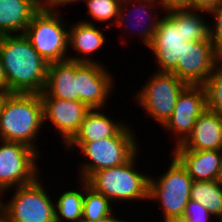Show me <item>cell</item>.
Segmentation results:
<instances>
[{"mask_svg":"<svg viewBox=\"0 0 222 222\" xmlns=\"http://www.w3.org/2000/svg\"><path fill=\"white\" fill-rule=\"evenodd\" d=\"M0 57L7 93L41 94L44 91L49 63L24 34L0 36Z\"/></svg>","mask_w":222,"mask_h":222,"instance_id":"cell-1","label":"cell"},{"mask_svg":"<svg viewBox=\"0 0 222 222\" xmlns=\"http://www.w3.org/2000/svg\"><path fill=\"white\" fill-rule=\"evenodd\" d=\"M44 124L40 94L7 93L3 98L0 106V140L24 143L40 154L36 141Z\"/></svg>","mask_w":222,"mask_h":222,"instance_id":"cell-2","label":"cell"},{"mask_svg":"<svg viewBox=\"0 0 222 222\" xmlns=\"http://www.w3.org/2000/svg\"><path fill=\"white\" fill-rule=\"evenodd\" d=\"M140 149L126 163L94 172L88 185L114 203L149 200L150 176L136 170Z\"/></svg>","mask_w":222,"mask_h":222,"instance_id":"cell-3","label":"cell"},{"mask_svg":"<svg viewBox=\"0 0 222 222\" xmlns=\"http://www.w3.org/2000/svg\"><path fill=\"white\" fill-rule=\"evenodd\" d=\"M131 125L117 136L93 142H68L65 147L76 149L86 158L82 160L79 180H87L94 172L126 163L139 149L137 136ZM89 159V160H88ZM87 160V161H86ZM82 168V169H81Z\"/></svg>","mask_w":222,"mask_h":222,"instance_id":"cell-4","label":"cell"},{"mask_svg":"<svg viewBox=\"0 0 222 222\" xmlns=\"http://www.w3.org/2000/svg\"><path fill=\"white\" fill-rule=\"evenodd\" d=\"M169 164L158 178L150 175L149 200L160 203L164 222H178L190 200L193 179L175 156Z\"/></svg>","mask_w":222,"mask_h":222,"instance_id":"cell-5","label":"cell"},{"mask_svg":"<svg viewBox=\"0 0 222 222\" xmlns=\"http://www.w3.org/2000/svg\"><path fill=\"white\" fill-rule=\"evenodd\" d=\"M40 177L14 188L15 193L6 202L0 197V216L6 222H56L55 201L50 198Z\"/></svg>","mask_w":222,"mask_h":222,"instance_id":"cell-6","label":"cell"},{"mask_svg":"<svg viewBox=\"0 0 222 222\" xmlns=\"http://www.w3.org/2000/svg\"><path fill=\"white\" fill-rule=\"evenodd\" d=\"M60 11L41 8L32 18L24 35L32 47L50 64L67 60L69 54L67 22ZM65 21V22H64ZM68 55V56H67Z\"/></svg>","mask_w":222,"mask_h":222,"instance_id":"cell-7","label":"cell"},{"mask_svg":"<svg viewBox=\"0 0 222 222\" xmlns=\"http://www.w3.org/2000/svg\"><path fill=\"white\" fill-rule=\"evenodd\" d=\"M187 86L172 72L155 71L133 97L161 127L170 118L179 94Z\"/></svg>","mask_w":222,"mask_h":222,"instance_id":"cell-8","label":"cell"},{"mask_svg":"<svg viewBox=\"0 0 222 222\" xmlns=\"http://www.w3.org/2000/svg\"><path fill=\"white\" fill-rule=\"evenodd\" d=\"M0 197L10 189L34 182L39 176V154L21 142L0 140ZM38 159V160H37Z\"/></svg>","mask_w":222,"mask_h":222,"instance_id":"cell-9","label":"cell"},{"mask_svg":"<svg viewBox=\"0 0 222 222\" xmlns=\"http://www.w3.org/2000/svg\"><path fill=\"white\" fill-rule=\"evenodd\" d=\"M207 109L203 85H187L179 94L173 113L162 126L175 136V146L180 145L192 132L197 118Z\"/></svg>","mask_w":222,"mask_h":222,"instance_id":"cell-10","label":"cell"},{"mask_svg":"<svg viewBox=\"0 0 222 222\" xmlns=\"http://www.w3.org/2000/svg\"><path fill=\"white\" fill-rule=\"evenodd\" d=\"M216 68V52L208 39L185 42L181 58L171 72L187 85H203Z\"/></svg>","mask_w":222,"mask_h":222,"instance_id":"cell-11","label":"cell"},{"mask_svg":"<svg viewBox=\"0 0 222 222\" xmlns=\"http://www.w3.org/2000/svg\"><path fill=\"white\" fill-rule=\"evenodd\" d=\"M99 63L77 62V93L78 101L89 109H105L107 100L115 88L113 74ZM114 85V86H113ZM112 93V94H111Z\"/></svg>","mask_w":222,"mask_h":222,"instance_id":"cell-12","label":"cell"},{"mask_svg":"<svg viewBox=\"0 0 222 222\" xmlns=\"http://www.w3.org/2000/svg\"><path fill=\"white\" fill-rule=\"evenodd\" d=\"M183 25L170 13H165L160 17L158 27L155 31L153 41L147 47L157 59L159 72H171L181 58V51L184 43Z\"/></svg>","mask_w":222,"mask_h":222,"instance_id":"cell-13","label":"cell"},{"mask_svg":"<svg viewBox=\"0 0 222 222\" xmlns=\"http://www.w3.org/2000/svg\"><path fill=\"white\" fill-rule=\"evenodd\" d=\"M43 104L44 123L48 119L56 127L63 144L66 145L78 132L82 120L90 110L81 101L50 97L45 91L40 94Z\"/></svg>","mask_w":222,"mask_h":222,"instance_id":"cell-14","label":"cell"},{"mask_svg":"<svg viewBox=\"0 0 222 222\" xmlns=\"http://www.w3.org/2000/svg\"><path fill=\"white\" fill-rule=\"evenodd\" d=\"M131 5L133 6V8L135 7V9H133L131 7ZM157 5H159V10L156 9V8H158ZM160 8H161L160 4L157 0H122L121 4H120L119 14H118V18H117L115 26L117 25L119 28L124 27L125 28L124 30L128 31L130 28L132 29V27H129V29H128L127 26H130L133 22L137 23V26L134 24L135 27H137V29L135 27L133 28L134 31L137 30V32L135 34L136 35L138 34V37H140L139 39L142 38L141 40L143 41V44L146 47H148L151 44V42L153 41L155 31L158 27V22L160 19L159 16H161V14L159 12L161 10ZM130 10L133 11V13L136 14V16ZM152 10H154V11H152ZM135 11L139 14H137ZM128 14H129V16H127ZM130 14L132 16L134 15L133 17H135L137 22L133 21L134 18L131 17ZM153 16H155V17H153ZM157 16H158V18H157ZM128 17H130L131 19L130 18L129 19L133 21L132 22L129 20L130 22H132L131 24L128 21ZM143 19H144V21L147 20L146 21L147 25L145 23H144L145 25L143 24V22H144Z\"/></svg>","mask_w":222,"mask_h":222,"instance_id":"cell-15","label":"cell"},{"mask_svg":"<svg viewBox=\"0 0 222 222\" xmlns=\"http://www.w3.org/2000/svg\"><path fill=\"white\" fill-rule=\"evenodd\" d=\"M193 181H214L222 178V150L173 149Z\"/></svg>","mask_w":222,"mask_h":222,"instance_id":"cell-16","label":"cell"},{"mask_svg":"<svg viewBox=\"0 0 222 222\" xmlns=\"http://www.w3.org/2000/svg\"><path fill=\"white\" fill-rule=\"evenodd\" d=\"M174 149L222 150V118L206 109L197 118L192 132Z\"/></svg>","mask_w":222,"mask_h":222,"instance_id":"cell-17","label":"cell"},{"mask_svg":"<svg viewBox=\"0 0 222 222\" xmlns=\"http://www.w3.org/2000/svg\"><path fill=\"white\" fill-rule=\"evenodd\" d=\"M68 26V47H71L76 53L78 52L76 56L69 55L68 59L81 63H97L90 56L93 57V53L102 49V45L107 41L102 28L95 27V23L80 20Z\"/></svg>","mask_w":222,"mask_h":222,"instance_id":"cell-18","label":"cell"},{"mask_svg":"<svg viewBox=\"0 0 222 222\" xmlns=\"http://www.w3.org/2000/svg\"><path fill=\"white\" fill-rule=\"evenodd\" d=\"M40 9V0H0V36L24 34Z\"/></svg>","mask_w":222,"mask_h":222,"instance_id":"cell-19","label":"cell"},{"mask_svg":"<svg viewBox=\"0 0 222 222\" xmlns=\"http://www.w3.org/2000/svg\"><path fill=\"white\" fill-rule=\"evenodd\" d=\"M44 91L53 98L78 101L77 61L67 59L50 63Z\"/></svg>","mask_w":222,"mask_h":222,"instance_id":"cell-20","label":"cell"},{"mask_svg":"<svg viewBox=\"0 0 222 222\" xmlns=\"http://www.w3.org/2000/svg\"><path fill=\"white\" fill-rule=\"evenodd\" d=\"M102 110L104 109H90L82 120L78 132L69 142H93L117 136L128 126L127 122L124 124V120L116 121Z\"/></svg>","mask_w":222,"mask_h":222,"instance_id":"cell-21","label":"cell"},{"mask_svg":"<svg viewBox=\"0 0 222 222\" xmlns=\"http://www.w3.org/2000/svg\"><path fill=\"white\" fill-rule=\"evenodd\" d=\"M80 189L68 190L61 193L55 202L56 222H77L83 214L84 180L79 181ZM82 183V184H81Z\"/></svg>","mask_w":222,"mask_h":222,"instance_id":"cell-22","label":"cell"},{"mask_svg":"<svg viewBox=\"0 0 222 222\" xmlns=\"http://www.w3.org/2000/svg\"><path fill=\"white\" fill-rule=\"evenodd\" d=\"M190 200L205 206L214 217H218L222 211L221 180L193 181Z\"/></svg>","mask_w":222,"mask_h":222,"instance_id":"cell-23","label":"cell"},{"mask_svg":"<svg viewBox=\"0 0 222 222\" xmlns=\"http://www.w3.org/2000/svg\"><path fill=\"white\" fill-rule=\"evenodd\" d=\"M183 25L184 38L189 42L209 39V23L204 12L197 10H173L170 12ZM203 13V14H202Z\"/></svg>","mask_w":222,"mask_h":222,"instance_id":"cell-24","label":"cell"},{"mask_svg":"<svg viewBox=\"0 0 222 222\" xmlns=\"http://www.w3.org/2000/svg\"><path fill=\"white\" fill-rule=\"evenodd\" d=\"M113 204L101 193L91 188L84 180V202L82 217L97 220L113 213Z\"/></svg>","mask_w":222,"mask_h":222,"instance_id":"cell-25","label":"cell"},{"mask_svg":"<svg viewBox=\"0 0 222 222\" xmlns=\"http://www.w3.org/2000/svg\"><path fill=\"white\" fill-rule=\"evenodd\" d=\"M121 1L122 0H83L87 6V14L89 18H91V21H82L93 24L92 20H95L94 22L98 21L99 23L107 22L108 27L115 26Z\"/></svg>","mask_w":222,"mask_h":222,"instance_id":"cell-26","label":"cell"},{"mask_svg":"<svg viewBox=\"0 0 222 222\" xmlns=\"http://www.w3.org/2000/svg\"><path fill=\"white\" fill-rule=\"evenodd\" d=\"M207 109L222 118V71L216 68L203 84Z\"/></svg>","mask_w":222,"mask_h":222,"instance_id":"cell-27","label":"cell"},{"mask_svg":"<svg viewBox=\"0 0 222 222\" xmlns=\"http://www.w3.org/2000/svg\"><path fill=\"white\" fill-rule=\"evenodd\" d=\"M216 219L210 212L198 202L189 200L186 205L184 214L178 222H211L212 218ZM213 222V221H212Z\"/></svg>","mask_w":222,"mask_h":222,"instance_id":"cell-28","label":"cell"},{"mask_svg":"<svg viewBox=\"0 0 222 222\" xmlns=\"http://www.w3.org/2000/svg\"><path fill=\"white\" fill-rule=\"evenodd\" d=\"M208 14L212 17L214 16V21L211 20V23L208 22V27L209 39L212 42L215 52H217L222 47V4L212 9Z\"/></svg>","mask_w":222,"mask_h":222,"instance_id":"cell-29","label":"cell"},{"mask_svg":"<svg viewBox=\"0 0 222 222\" xmlns=\"http://www.w3.org/2000/svg\"><path fill=\"white\" fill-rule=\"evenodd\" d=\"M165 13L173 10H191L190 0H157Z\"/></svg>","mask_w":222,"mask_h":222,"instance_id":"cell-30","label":"cell"},{"mask_svg":"<svg viewBox=\"0 0 222 222\" xmlns=\"http://www.w3.org/2000/svg\"><path fill=\"white\" fill-rule=\"evenodd\" d=\"M190 2L191 10L205 12V15L222 4V0H190Z\"/></svg>","mask_w":222,"mask_h":222,"instance_id":"cell-31","label":"cell"},{"mask_svg":"<svg viewBox=\"0 0 222 222\" xmlns=\"http://www.w3.org/2000/svg\"><path fill=\"white\" fill-rule=\"evenodd\" d=\"M83 0H41V8L51 11H59V6H65L68 4H76Z\"/></svg>","mask_w":222,"mask_h":222,"instance_id":"cell-32","label":"cell"},{"mask_svg":"<svg viewBox=\"0 0 222 222\" xmlns=\"http://www.w3.org/2000/svg\"><path fill=\"white\" fill-rule=\"evenodd\" d=\"M116 214L113 213L110 216H106L97 220H91L85 217H81L77 222H121L122 219H119L115 216Z\"/></svg>","mask_w":222,"mask_h":222,"instance_id":"cell-33","label":"cell"},{"mask_svg":"<svg viewBox=\"0 0 222 222\" xmlns=\"http://www.w3.org/2000/svg\"><path fill=\"white\" fill-rule=\"evenodd\" d=\"M0 90L6 91V75L0 57Z\"/></svg>","mask_w":222,"mask_h":222,"instance_id":"cell-34","label":"cell"},{"mask_svg":"<svg viewBox=\"0 0 222 222\" xmlns=\"http://www.w3.org/2000/svg\"><path fill=\"white\" fill-rule=\"evenodd\" d=\"M216 61H222V47L216 52Z\"/></svg>","mask_w":222,"mask_h":222,"instance_id":"cell-35","label":"cell"},{"mask_svg":"<svg viewBox=\"0 0 222 222\" xmlns=\"http://www.w3.org/2000/svg\"><path fill=\"white\" fill-rule=\"evenodd\" d=\"M6 94H7L6 91L0 90V106H1L2 100L6 96Z\"/></svg>","mask_w":222,"mask_h":222,"instance_id":"cell-36","label":"cell"},{"mask_svg":"<svg viewBox=\"0 0 222 222\" xmlns=\"http://www.w3.org/2000/svg\"><path fill=\"white\" fill-rule=\"evenodd\" d=\"M217 68L222 71V61H216Z\"/></svg>","mask_w":222,"mask_h":222,"instance_id":"cell-37","label":"cell"},{"mask_svg":"<svg viewBox=\"0 0 222 222\" xmlns=\"http://www.w3.org/2000/svg\"><path fill=\"white\" fill-rule=\"evenodd\" d=\"M218 219V222H222V211H221V213H220V215L217 217Z\"/></svg>","mask_w":222,"mask_h":222,"instance_id":"cell-38","label":"cell"},{"mask_svg":"<svg viewBox=\"0 0 222 222\" xmlns=\"http://www.w3.org/2000/svg\"><path fill=\"white\" fill-rule=\"evenodd\" d=\"M0 222H5V220L0 216Z\"/></svg>","mask_w":222,"mask_h":222,"instance_id":"cell-39","label":"cell"}]
</instances>
